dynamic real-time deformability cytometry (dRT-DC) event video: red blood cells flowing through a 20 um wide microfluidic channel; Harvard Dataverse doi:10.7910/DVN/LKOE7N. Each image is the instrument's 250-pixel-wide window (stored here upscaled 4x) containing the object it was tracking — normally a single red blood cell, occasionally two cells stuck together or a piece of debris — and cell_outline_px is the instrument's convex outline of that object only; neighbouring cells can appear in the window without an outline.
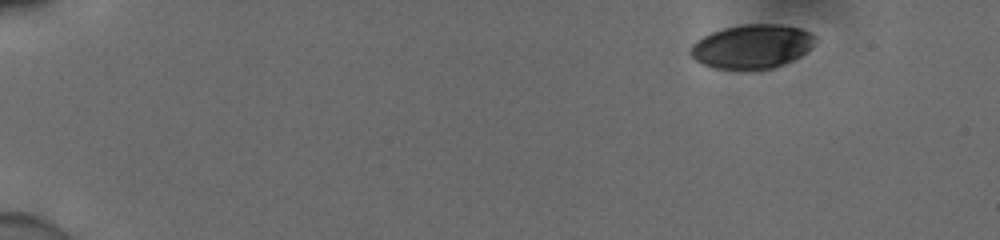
{"species": "human", "species_latin": "Homo sapiens", "temperature_condition": "cold", "stored_images_in_passage": 49, "camera_frame_rate_fps": 3000, "um_per_image_px": 0.085, "donor": {"sex": "male"}, "frame": {"image": 1, "passage_image": 1, "time_ms": 0.0, "image_size_px": [1000, 240], "cell_outline_px": [[816, 40], [800, 56], [792, 60], [772, 68], [716, 68], [704, 64], [688, 56], [688, 48], [696, 40], [712, 32], [724, 28], [744, 24], [780, 24], [800, 28], [816, 36]], "centroid_in_image_um": [63.87, 3.93], "position_along_channel_um": 21.1, "area_um2": 31.56}}
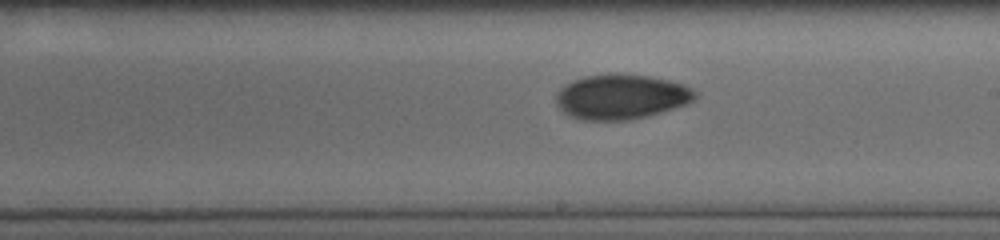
{"frame": {"image": 2, "passage_image": 28, "time_ms": 9.0, "image_size_px": [1000, 240], "cell_outline_px": [[696, 96], [692, 100], [684, 104], [648, 116], [628, 120], [580, 120], [564, 112], [556, 104], [556, 92], [564, 84], [572, 80], [584, 76], [612, 72], [648, 76], [668, 80], [684, 84], [692, 88], [696, 92]], "centroid_in_image_um": [52.75, 8.2], "position_along_channel_um": 236.3, "area_um2": 36.53}}
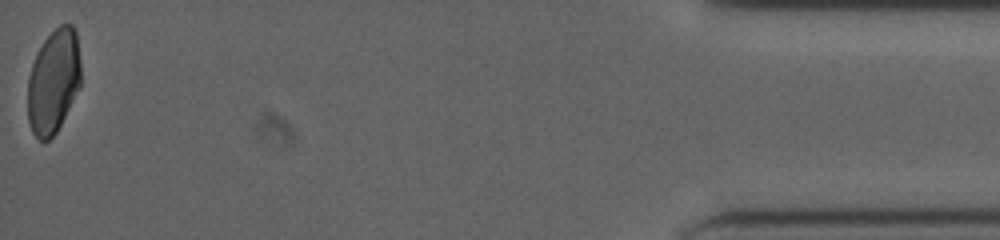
{"frame": {"image": 3, "passage_image": 49, "time_ms": 16.0, "image_size_px": [1000, 240], "cell_outline_px": [[80, 88], [56, 132], [48, 140], [40, 140], [32, 132], [28, 120], [28, 76], [36, 52], [44, 40], [60, 24], [72, 24], [76, 28], [80, 64]], "centroid_in_image_um": [4.55, 6.89], "position_along_channel_um": 430.7, "area_um2": 32.31}, "authors_computed_cell_mechanics": {"area_um2": 34.391, "velocity_mm_per_s": 3.9106, "shape_relaxation_time_tau1_ms": 6.2345, "shape_relaxation_time_tau2_ms": 1.9855, "deformation_change_tau1": 0.1466, "deformation_change_tau2": 0.0502}}